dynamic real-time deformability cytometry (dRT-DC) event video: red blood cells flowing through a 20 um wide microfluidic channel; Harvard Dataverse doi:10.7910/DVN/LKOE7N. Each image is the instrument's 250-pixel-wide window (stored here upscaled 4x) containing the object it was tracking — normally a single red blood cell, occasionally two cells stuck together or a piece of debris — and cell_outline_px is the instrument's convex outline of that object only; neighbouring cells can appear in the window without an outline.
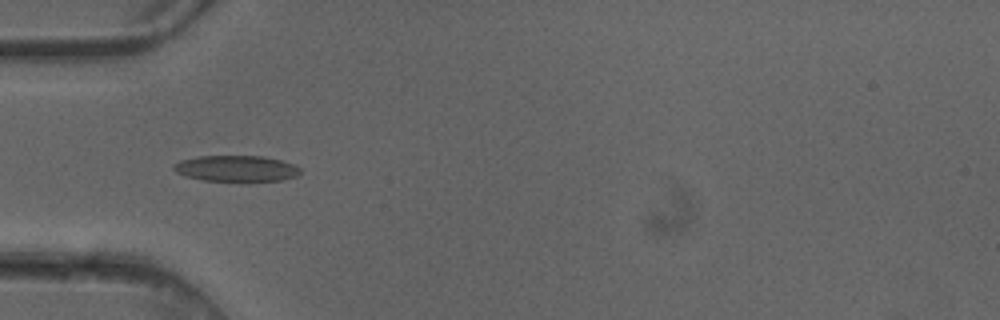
{"species": "common noctule bat (a hibernating species)", "species_latin": "Nyctalus noctula", "temperature_condition": "cold", "stored_images_in_passage": 7, "camera_frame_rate_fps": 3000, "um_per_image_px": 0.085, "animal": {"sex": "female"}, "frame": {"image": 1, "passage_image": 5, "time_ms": 1.333, "image_size_px": [1000, 320], "cell_outline_px": [[300, 172], [296, 176], [280, 180], [248, 184], [204, 180], [184, 176], [176, 172], [172, 168], [172, 164], [180, 160], [196, 156], [264, 156], [296, 164], [300, 168]], "centroid_in_image_um": [20.08, 14.36], "position_along_channel_um": 64.9, "area_um2": 20.17}}
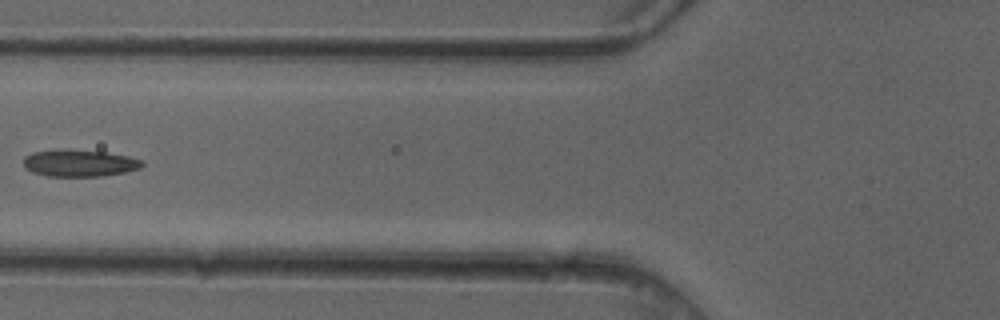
{"frame": {"image": 2, "passage_image": 6, "time_ms": 1.667, "image_size_px": [1000, 320], "cell_outline_px": [[144, 164], [140, 168], [124, 172], [100, 176], [48, 176], [32, 172], [24, 168], [24, 156], [32, 152], [104, 152], [128, 156], [144, 160]], "centroid_in_image_um": [6.79, 13.91], "position_along_channel_um": 119.0, "area_um2": 17.74}}
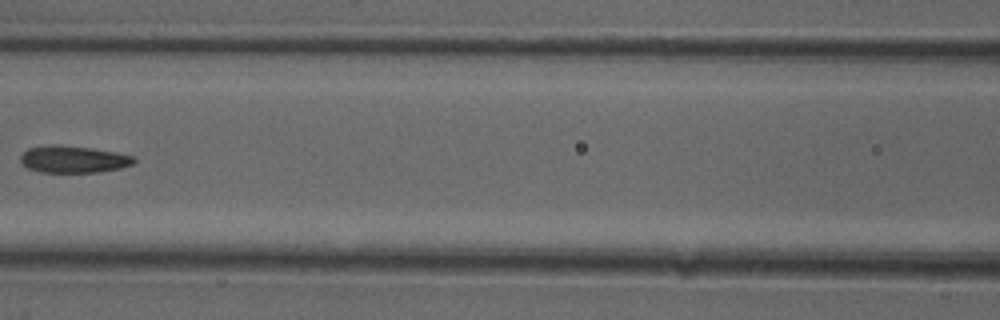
{"frame": {"image": 3, "passage_image": 7, "time_ms": 2.0, "image_size_px": [1000, 320], "cell_outline_px": [[136, 160], [132, 164], [120, 168], [100, 172], [40, 172], [28, 168], [20, 160], [20, 156], [28, 148], [52, 144], [92, 148], [116, 152], [132, 156]], "centroid_in_image_um": [6.23, 13.54], "position_along_channel_um": 160.4, "area_um2": 17.74}}